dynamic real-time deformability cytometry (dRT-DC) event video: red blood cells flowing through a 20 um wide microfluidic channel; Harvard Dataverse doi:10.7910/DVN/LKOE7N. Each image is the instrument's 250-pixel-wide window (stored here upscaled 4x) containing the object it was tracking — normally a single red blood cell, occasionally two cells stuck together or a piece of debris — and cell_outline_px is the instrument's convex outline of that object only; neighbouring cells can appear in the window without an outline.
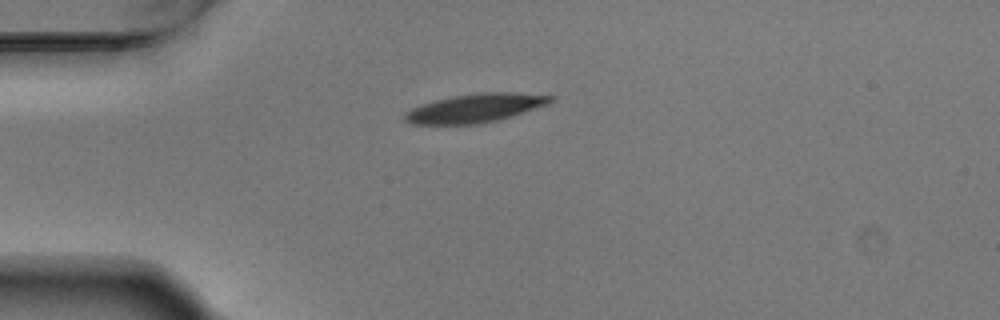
{"species": "Egyptian fruit bat (a non-hibernating species)", "species_latin": "Rousettus aegyptiacus", "temperature_condition": "warm", "stored_images_in_passage": 2, "camera_frame_rate_fps": 3000, "um_per_image_px": 0.085, "animal": {"sex": "male"}, "frame": {"image": 1, "passage_image": 2, "time_ms": 0.333, "image_size_px": [1000, 320], "cell_outline_px": [[556, 100], [548, 104], [500, 120], [480, 124], [408, 124], [404, 120], [404, 112], [420, 104], [452, 96], [480, 92], [512, 92], [556, 96]], "centroid_in_image_um": [40.4, 9.19], "position_along_channel_um": 44.6, "area_um2": 24.62}}